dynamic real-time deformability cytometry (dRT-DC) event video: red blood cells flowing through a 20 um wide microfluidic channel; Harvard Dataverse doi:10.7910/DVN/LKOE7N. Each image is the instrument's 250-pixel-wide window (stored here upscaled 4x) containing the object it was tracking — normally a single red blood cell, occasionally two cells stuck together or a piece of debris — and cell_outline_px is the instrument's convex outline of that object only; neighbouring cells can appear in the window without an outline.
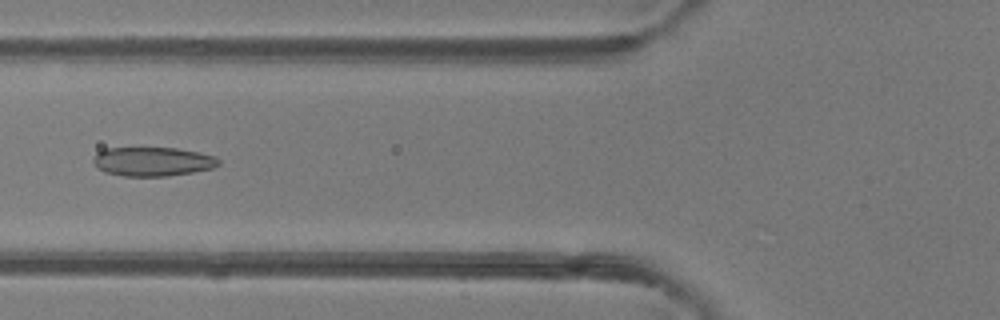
{"species": "common noctule bat (a hibernating species)", "species_latin": "Nyctalus noctula", "temperature_condition": "room temperature", "stored_images_in_passage": 31, "camera_frame_rate_fps": 3000, "um_per_image_px": 0.085, "animal": {"sex": "female"}, "frame": {"image": 1, "passage_image": 19, "time_ms": 6.0, "image_size_px": [1000, 320], "cell_outline_px": [[220, 164], [212, 168], [192, 172], [168, 176], [124, 176], [104, 172], [96, 168], [92, 160], [96, 152], [104, 148], [176, 148], [200, 152], [216, 156], [220, 160]], "centroid_in_image_um": [12.95, 13.73], "position_along_channel_um": 112.8, "area_um2": 21.44}}
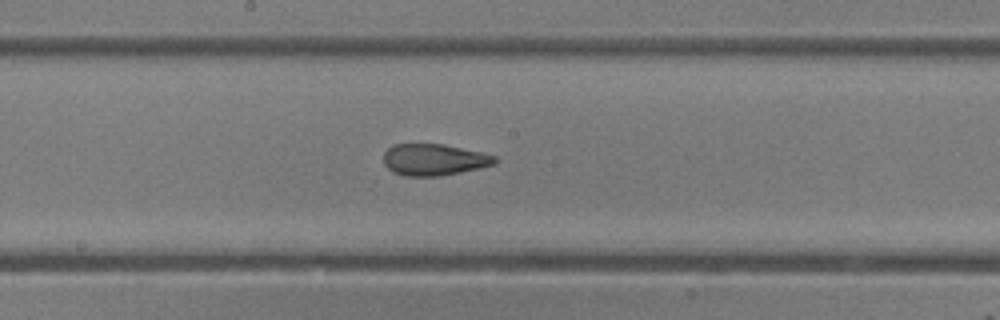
{"frame": {"image": 2, "passage_image": 26, "time_ms": 8.333, "image_size_px": [1000, 320], "cell_outline_px": [[496, 164], [480, 168], [440, 176], [404, 176], [392, 172], [384, 164], [384, 152], [392, 144], [444, 144], [480, 152], [496, 156]], "centroid_in_image_um": [36.87, 13.57], "position_along_channel_um": 211.3, "area_um2": 20.52}}
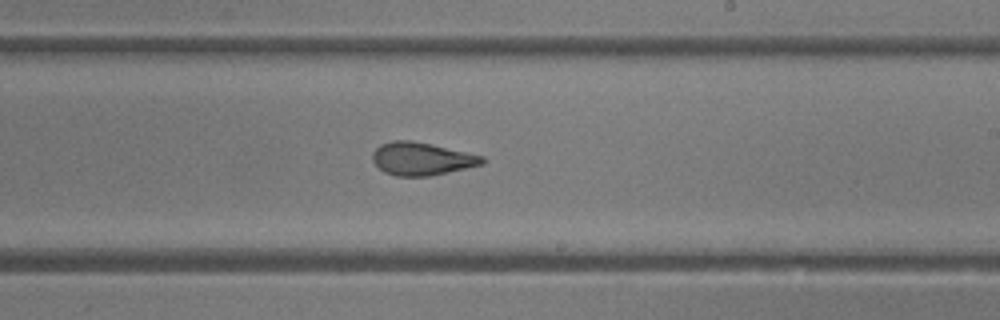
{"frame": {"image": 3, "passage_image": 29, "time_ms": 9.333, "image_size_px": [1000, 320], "cell_outline_px": [[484, 164], [428, 176], [396, 176], [384, 172], [372, 160], [372, 152], [380, 144], [392, 140], [412, 140], [432, 144], [484, 156]], "centroid_in_image_um": [35.82, 13.48], "position_along_channel_um": 253.2, "area_um2": 20.98}}